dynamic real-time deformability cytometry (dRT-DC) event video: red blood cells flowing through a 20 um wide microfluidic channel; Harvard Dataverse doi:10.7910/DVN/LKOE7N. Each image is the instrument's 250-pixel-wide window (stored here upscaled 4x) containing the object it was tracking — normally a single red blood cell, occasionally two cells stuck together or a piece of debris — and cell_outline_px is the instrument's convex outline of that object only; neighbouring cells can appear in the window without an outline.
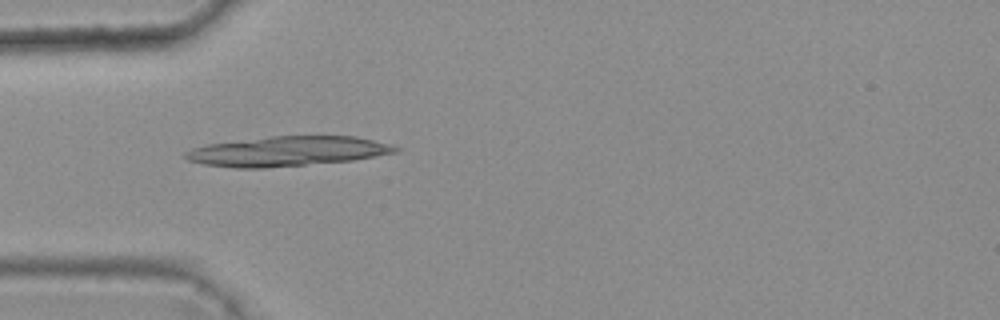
{"species": "common noctule bat (a hibernating species)", "species_latin": "Nyctalus noctula", "temperature_condition": "warm", "stored_images_in_passage": 4, "camera_frame_rate_fps": 3000, "um_per_image_px": 0.085, "animal": {"sex": "female", "body_mass_g": 25.1}, "frame": {"image": 1, "passage_image": 3, "time_ms": 0.667, "image_size_px": [1000, 320], "cell_outline_px": [[400, 148], [396, 152], [352, 160], [264, 168], [236, 168], [204, 164], [188, 160], [184, 156], [184, 152], [192, 148], [208, 144], [272, 136], [356, 136], [392, 144]], "centroid_in_image_um": [24.43, 12.85], "position_along_channel_um": 60.6, "area_um2": 36.18}}
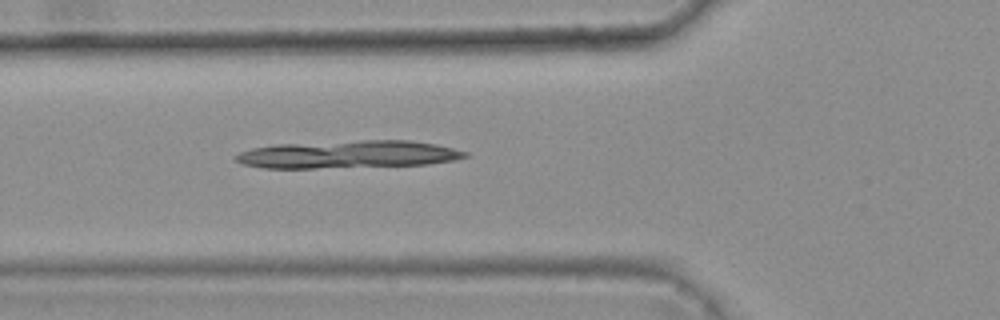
{"frame": {"image": 2, "passage_image": 4, "time_ms": 1.0, "image_size_px": [1000, 320], "cell_outline_px": [[468, 156], [452, 160], [428, 164], [316, 168], [264, 168], [240, 164], [232, 156], [240, 152], [252, 148], [276, 144], [360, 140], [412, 140], [436, 144], [468, 152]], "centroid_in_image_um": [29.54, 13.12], "position_along_channel_um": 96.3, "area_um2": 36.99}}